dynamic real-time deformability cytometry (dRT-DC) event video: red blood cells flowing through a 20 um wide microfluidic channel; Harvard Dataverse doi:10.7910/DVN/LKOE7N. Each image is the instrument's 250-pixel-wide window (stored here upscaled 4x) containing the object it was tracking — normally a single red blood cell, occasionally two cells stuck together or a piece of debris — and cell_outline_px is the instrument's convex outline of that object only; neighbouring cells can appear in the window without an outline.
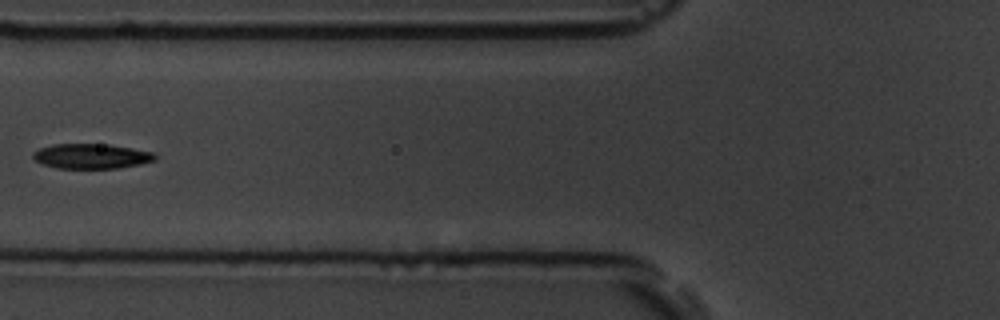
{"species": "common noctule bat (a hibernating species)", "species_latin": "Nyctalus noctula", "temperature_condition": "room temperature", "stored_images_in_passage": 10, "camera_frame_rate_fps": 3000, "um_per_image_px": 0.085, "animal": {"sex": "male", "body_mass_g": 19.5, "forearm_length_mm": 54.6}, "frame": {"image": 1, "passage_image": 5, "time_ms": 4.667, "image_size_px": [1000, 320], "cell_outline_px": [[156, 160], [140, 164], [116, 168], [56, 168], [44, 164], [36, 160], [32, 156], [32, 152], [40, 148], [52, 144], [108, 144], [156, 152]], "centroid_in_image_um": [7.79, 13.27], "position_along_channel_um": 118.0, "area_um2": 17.74}}
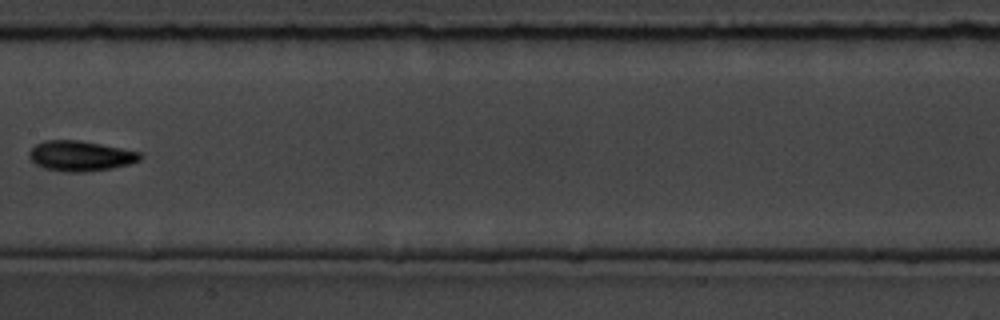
{"frame": {"image": 2, "passage_image": 7, "time_ms": 7.0, "image_size_px": [1000, 320], "cell_outline_px": [[144, 156], [140, 160], [128, 164], [112, 168], [84, 172], [68, 172], [44, 168], [36, 164], [28, 156], [28, 152], [36, 144], [44, 140], [80, 140], [140, 152]], "centroid_in_image_um": [6.83, 13.25], "position_along_channel_um": 200.6, "area_um2": 19.48}}
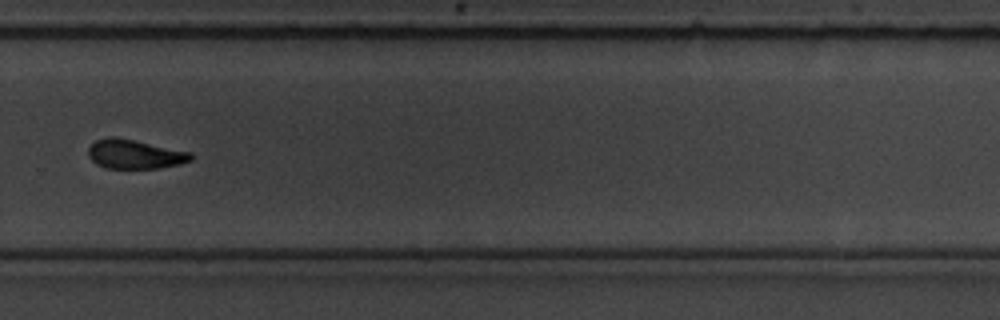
{"frame": {"image": 3, "passage_image": 10, "time_ms": 10.333, "image_size_px": [1000, 320], "cell_outline_px": [[192, 160], [180, 164], [160, 168], [104, 168], [96, 164], [88, 156], [88, 148], [96, 140], [108, 136], [112, 136], [192, 152]], "centroid_in_image_um": [11.44, 13.11], "position_along_channel_um": 318.4, "area_um2": 17.4}}